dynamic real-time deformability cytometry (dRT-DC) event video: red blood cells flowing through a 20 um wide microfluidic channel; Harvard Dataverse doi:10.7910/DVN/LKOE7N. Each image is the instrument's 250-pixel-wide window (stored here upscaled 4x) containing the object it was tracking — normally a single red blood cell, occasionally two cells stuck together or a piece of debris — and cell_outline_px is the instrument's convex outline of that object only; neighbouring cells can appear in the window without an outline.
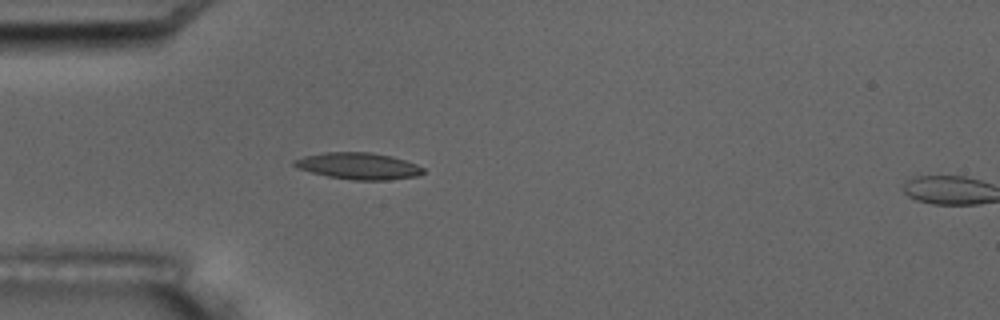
{"species": "common noctule bat (a hibernating species)", "species_latin": "Nyctalus noctula", "temperature_condition": "room temperature", "stored_images_in_passage": 6, "camera_frame_rate_fps": 3000, "um_per_image_px": 0.085, "animal": {"sex": "male", "body_mass_g": 17.5, "forearm_length_mm": 52.3}, "frame": {"image": 1, "passage_image": 5, "time_ms": 4.667, "image_size_px": [1000, 320], "cell_outline_px": [[424, 172], [416, 176], [388, 180], [352, 180], [328, 176], [312, 172], [300, 168], [292, 164], [292, 160], [304, 156], [324, 152], [372, 152], [392, 156], [416, 164], [424, 168]], "centroid_in_image_um": [30.47, 14.1], "position_along_channel_um": 54.5, "area_um2": 19.94}}